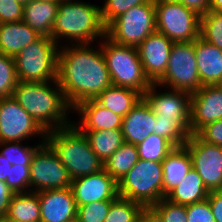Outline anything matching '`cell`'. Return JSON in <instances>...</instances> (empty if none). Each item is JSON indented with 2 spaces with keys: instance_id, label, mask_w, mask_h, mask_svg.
Returning a JSON list of instances; mask_svg holds the SVG:
<instances>
[{
  "instance_id": "ffe728a7",
  "label": "cell",
  "mask_w": 222,
  "mask_h": 222,
  "mask_svg": "<svg viewBox=\"0 0 222 222\" xmlns=\"http://www.w3.org/2000/svg\"><path fill=\"white\" fill-rule=\"evenodd\" d=\"M40 222H71L77 217V204L69 188L37 192Z\"/></svg>"
},
{
  "instance_id": "2e32d148",
  "label": "cell",
  "mask_w": 222,
  "mask_h": 222,
  "mask_svg": "<svg viewBox=\"0 0 222 222\" xmlns=\"http://www.w3.org/2000/svg\"><path fill=\"white\" fill-rule=\"evenodd\" d=\"M222 119V84L201 86L191 93L190 135Z\"/></svg>"
},
{
  "instance_id": "ba28073f",
  "label": "cell",
  "mask_w": 222,
  "mask_h": 222,
  "mask_svg": "<svg viewBox=\"0 0 222 222\" xmlns=\"http://www.w3.org/2000/svg\"><path fill=\"white\" fill-rule=\"evenodd\" d=\"M155 0L132 7L106 26V37L126 46L138 47L156 32Z\"/></svg>"
},
{
  "instance_id": "277c9868",
  "label": "cell",
  "mask_w": 222,
  "mask_h": 222,
  "mask_svg": "<svg viewBox=\"0 0 222 222\" xmlns=\"http://www.w3.org/2000/svg\"><path fill=\"white\" fill-rule=\"evenodd\" d=\"M46 143L56 153L72 180L104 170V163L93 152L87 136L73 123L48 131Z\"/></svg>"
},
{
  "instance_id": "8d00e7d4",
  "label": "cell",
  "mask_w": 222,
  "mask_h": 222,
  "mask_svg": "<svg viewBox=\"0 0 222 222\" xmlns=\"http://www.w3.org/2000/svg\"><path fill=\"white\" fill-rule=\"evenodd\" d=\"M100 10L103 24L107 26L119 15L129 11L132 7L148 3L150 0H103Z\"/></svg>"
},
{
  "instance_id": "7dc6e473",
  "label": "cell",
  "mask_w": 222,
  "mask_h": 222,
  "mask_svg": "<svg viewBox=\"0 0 222 222\" xmlns=\"http://www.w3.org/2000/svg\"><path fill=\"white\" fill-rule=\"evenodd\" d=\"M0 222H19L8 218L7 216L0 217Z\"/></svg>"
},
{
  "instance_id": "74e56055",
  "label": "cell",
  "mask_w": 222,
  "mask_h": 222,
  "mask_svg": "<svg viewBox=\"0 0 222 222\" xmlns=\"http://www.w3.org/2000/svg\"><path fill=\"white\" fill-rule=\"evenodd\" d=\"M163 218L165 222H188L186 205H179L162 198L152 206Z\"/></svg>"
},
{
  "instance_id": "52a82bcc",
  "label": "cell",
  "mask_w": 222,
  "mask_h": 222,
  "mask_svg": "<svg viewBox=\"0 0 222 222\" xmlns=\"http://www.w3.org/2000/svg\"><path fill=\"white\" fill-rule=\"evenodd\" d=\"M119 197L151 207L166 196L163 194L162 162L139 159L118 181Z\"/></svg>"
},
{
  "instance_id": "7bdbcfd3",
  "label": "cell",
  "mask_w": 222,
  "mask_h": 222,
  "mask_svg": "<svg viewBox=\"0 0 222 222\" xmlns=\"http://www.w3.org/2000/svg\"><path fill=\"white\" fill-rule=\"evenodd\" d=\"M13 195L6 182L0 181V217L6 216Z\"/></svg>"
},
{
  "instance_id": "b9f144b4",
  "label": "cell",
  "mask_w": 222,
  "mask_h": 222,
  "mask_svg": "<svg viewBox=\"0 0 222 222\" xmlns=\"http://www.w3.org/2000/svg\"><path fill=\"white\" fill-rule=\"evenodd\" d=\"M207 200L216 222H222V190L210 191Z\"/></svg>"
},
{
  "instance_id": "7402d4cb",
  "label": "cell",
  "mask_w": 222,
  "mask_h": 222,
  "mask_svg": "<svg viewBox=\"0 0 222 222\" xmlns=\"http://www.w3.org/2000/svg\"><path fill=\"white\" fill-rule=\"evenodd\" d=\"M194 51L201 86L222 84V50L199 36Z\"/></svg>"
},
{
  "instance_id": "e575fe53",
  "label": "cell",
  "mask_w": 222,
  "mask_h": 222,
  "mask_svg": "<svg viewBox=\"0 0 222 222\" xmlns=\"http://www.w3.org/2000/svg\"><path fill=\"white\" fill-rule=\"evenodd\" d=\"M17 83L14 58L0 53V98L11 97Z\"/></svg>"
},
{
  "instance_id": "bcb514c9",
  "label": "cell",
  "mask_w": 222,
  "mask_h": 222,
  "mask_svg": "<svg viewBox=\"0 0 222 222\" xmlns=\"http://www.w3.org/2000/svg\"><path fill=\"white\" fill-rule=\"evenodd\" d=\"M209 10L222 13V0H211Z\"/></svg>"
},
{
  "instance_id": "c3c4849f",
  "label": "cell",
  "mask_w": 222,
  "mask_h": 222,
  "mask_svg": "<svg viewBox=\"0 0 222 222\" xmlns=\"http://www.w3.org/2000/svg\"><path fill=\"white\" fill-rule=\"evenodd\" d=\"M18 3H20V4H23V5H25V4H27L30 0H16Z\"/></svg>"
},
{
  "instance_id": "4316f807",
  "label": "cell",
  "mask_w": 222,
  "mask_h": 222,
  "mask_svg": "<svg viewBox=\"0 0 222 222\" xmlns=\"http://www.w3.org/2000/svg\"><path fill=\"white\" fill-rule=\"evenodd\" d=\"M143 96L129 88L111 85L100 93L95 100L104 108L124 117Z\"/></svg>"
},
{
  "instance_id": "d4e9b609",
  "label": "cell",
  "mask_w": 222,
  "mask_h": 222,
  "mask_svg": "<svg viewBox=\"0 0 222 222\" xmlns=\"http://www.w3.org/2000/svg\"><path fill=\"white\" fill-rule=\"evenodd\" d=\"M192 158L185 146L175 147L162 161L163 194L178 186L192 169Z\"/></svg>"
},
{
  "instance_id": "4dcf8cb0",
  "label": "cell",
  "mask_w": 222,
  "mask_h": 222,
  "mask_svg": "<svg viewBox=\"0 0 222 222\" xmlns=\"http://www.w3.org/2000/svg\"><path fill=\"white\" fill-rule=\"evenodd\" d=\"M155 134L167 139L174 147L184 146L190 136V121L156 119Z\"/></svg>"
},
{
  "instance_id": "ac0fdd59",
  "label": "cell",
  "mask_w": 222,
  "mask_h": 222,
  "mask_svg": "<svg viewBox=\"0 0 222 222\" xmlns=\"http://www.w3.org/2000/svg\"><path fill=\"white\" fill-rule=\"evenodd\" d=\"M173 43L156 31L137 47L144 73L151 83H157L165 74Z\"/></svg>"
},
{
  "instance_id": "836d02e7",
  "label": "cell",
  "mask_w": 222,
  "mask_h": 222,
  "mask_svg": "<svg viewBox=\"0 0 222 222\" xmlns=\"http://www.w3.org/2000/svg\"><path fill=\"white\" fill-rule=\"evenodd\" d=\"M200 37L222 50V13L208 11L201 15Z\"/></svg>"
},
{
  "instance_id": "9a60e30c",
  "label": "cell",
  "mask_w": 222,
  "mask_h": 222,
  "mask_svg": "<svg viewBox=\"0 0 222 222\" xmlns=\"http://www.w3.org/2000/svg\"><path fill=\"white\" fill-rule=\"evenodd\" d=\"M143 98L156 119L190 121L191 93L187 91L173 90L152 83L144 92Z\"/></svg>"
},
{
  "instance_id": "603a6c76",
  "label": "cell",
  "mask_w": 222,
  "mask_h": 222,
  "mask_svg": "<svg viewBox=\"0 0 222 222\" xmlns=\"http://www.w3.org/2000/svg\"><path fill=\"white\" fill-rule=\"evenodd\" d=\"M40 35L23 21L0 24V53L14 57Z\"/></svg>"
},
{
  "instance_id": "d6986e66",
  "label": "cell",
  "mask_w": 222,
  "mask_h": 222,
  "mask_svg": "<svg viewBox=\"0 0 222 222\" xmlns=\"http://www.w3.org/2000/svg\"><path fill=\"white\" fill-rule=\"evenodd\" d=\"M72 123L80 131L121 129L123 117L101 106L95 99L81 102L73 108ZM77 119V121H76Z\"/></svg>"
},
{
  "instance_id": "f1b7e54d",
  "label": "cell",
  "mask_w": 222,
  "mask_h": 222,
  "mask_svg": "<svg viewBox=\"0 0 222 222\" xmlns=\"http://www.w3.org/2000/svg\"><path fill=\"white\" fill-rule=\"evenodd\" d=\"M81 132L87 136L93 152L103 163L125 142L121 129Z\"/></svg>"
},
{
  "instance_id": "5b68a950",
  "label": "cell",
  "mask_w": 222,
  "mask_h": 222,
  "mask_svg": "<svg viewBox=\"0 0 222 222\" xmlns=\"http://www.w3.org/2000/svg\"><path fill=\"white\" fill-rule=\"evenodd\" d=\"M101 49L112 85L133 89L143 96L152 83L144 73L137 47L117 44L105 36Z\"/></svg>"
},
{
  "instance_id": "4fadbf2b",
  "label": "cell",
  "mask_w": 222,
  "mask_h": 222,
  "mask_svg": "<svg viewBox=\"0 0 222 222\" xmlns=\"http://www.w3.org/2000/svg\"><path fill=\"white\" fill-rule=\"evenodd\" d=\"M72 183L67 169L45 142L34 153L30 164V191L41 192L69 188Z\"/></svg>"
},
{
  "instance_id": "60d3db41",
  "label": "cell",
  "mask_w": 222,
  "mask_h": 222,
  "mask_svg": "<svg viewBox=\"0 0 222 222\" xmlns=\"http://www.w3.org/2000/svg\"><path fill=\"white\" fill-rule=\"evenodd\" d=\"M196 134L205 142L222 146V119L208 123Z\"/></svg>"
},
{
  "instance_id": "ab89813d",
  "label": "cell",
  "mask_w": 222,
  "mask_h": 222,
  "mask_svg": "<svg viewBox=\"0 0 222 222\" xmlns=\"http://www.w3.org/2000/svg\"><path fill=\"white\" fill-rule=\"evenodd\" d=\"M24 5L16 0H0V24L23 20Z\"/></svg>"
},
{
  "instance_id": "6da1fadb",
  "label": "cell",
  "mask_w": 222,
  "mask_h": 222,
  "mask_svg": "<svg viewBox=\"0 0 222 222\" xmlns=\"http://www.w3.org/2000/svg\"><path fill=\"white\" fill-rule=\"evenodd\" d=\"M97 44L59 47L57 81L72 109L83 101L95 99L112 85L101 41Z\"/></svg>"
},
{
  "instance_id": "7a4b0ae2",
  "label": "cell",
  "mask_w": 222,
  "mask_h": 222,
  "mask_svg": "<svg viewBox=\"0 0 222 222\" xmlns=\"http://www.w3.org/2000/svg\"><path fill=\"white\" fill-rule=\"evenodd\" d=\"M12 97L46 131L72 124L73 109L67 103L57 80L50 82L18 81Z\"/></svg>"
},
{
  "instance_id": "f6af8a7d",
  "label": "cell",
  "mask_w": 222,
  "mask_h": 222,
  "mask_svg": "<svg viewBox=\"0 0 222 222\" xmlns=\"http://www.w3.org/2000/svg\"><path fill=\"white\" fill-rule=\"evenodd\" d=\"M140 219L143 222H165L161 215L152 206L144 207L142 209Z\"/></svg>"
},
{
  "instance_id": "30bf717a",
  "label": "cell",
  "mask_w": 222,
  "mask_h": 222,
  "mask_svg": "<svg viewBox=\"0 0 222 222\" xmlns=\"http://www.w3.org/2000/svg\"><path fill=\"white\" fill-rule=\"evenodd\" d=\"M0 142V181L14 194L30 191V164L35 151L45 142Z\"/></svg>"
},
{
  "instance_id": "cb8c5ba5",
  "label": "cell",
  "mask_w": 222,
  "mask_h": 222,
  "mask_svg": "<svg viewBox=\"0 0 222 222\" xmlns=\"http://www.w3.org/2000/svg\"><path fill=\"white\" fill-rule=\"evenodd\" d=\"M59 2L30 0L24 5L23 22L40 36L51 37Z\"/></svg>"
},
{
  "instance_id": "e0dca14e",
  "label": "cell",
  "mask_w": 222,
  "mask_h": 222,
  "mask_svg": "<svg viewBox=\"0 0 222 222\" xmlns=\"http://www.w3.org/2000/svg\"><path fill=\"white\" fill-rule=\"evenodd\" d=\"M70 189L77 206L119 197L118 182L105 170L73 179Z\"/></svg>"
},
{
  "instance_id": "5bb4252c",
  "label": "cell",
  "mask_w": 222,
  "mask_h": 222,
  "mask_svg": "<svg viewBox=\"0 0 222 222\" xmlns=\"http://www.w3.org/2000/svg\"><path fill=\"white\" fill-rule=\"evenodd\" d=\"M192 158V167L209 191L222 190V146L203 141L197 134L184 144Z\"/></svg>"
},
{
  "instance_id": "3957f363",
  "label": "cell",
  "mask_w": 222,
  "mask_h": 222,
  "mask_svg": "<svg viewBox=\"0 0 222 222\" xmlns=\"http://www.w3.org/2000/svg\"><path fill=\"white\" fill-rule=\"evenodd\" d=\"M106 36L100 5L85 0H61L51 38L61 47L98 43Z\"/></svg>"
},
{
  "instance_id": "484cf974",
  "label": "cell",
  "mask_w": 222,
  "mask_h": 222,
  "mask_svg": "<svg viewBox=\"0 0 222 222\" xmlns=\"http://www.w3.org/2000/svg\"><path fill=\"white\" fill-rule=\"evenodd\" d=\"M209 193L200 175L192 168L182 182L165 198L179 205H189L206 200Z\"/></svg>"
},
{
  "instance_id": "8fae6325",
  "label": "cell",
  "mask_w": 222,
  "mask_h": 222,
  "mask_svg": "<svg viewBox=\"0 0 222 222\" xmlns=\"http://www.w3.org/2000/svg\"><path fill=\"white\" fill-rule=\"evenodd\" d=\"M157 84L189 93H194L201 87L194 41L172 44L166 72Z\"/></svg>"
},
{
  "instance_id": "f35d334b",
  "label": "cell",
  "mask_w": 222,
  "mask_h": 222,
  "mask_svg": "<svg viewBox=\"0 0 222 222\" xmlns=\"http://www.w3.org/2000/svg\"><path fill=\"white\" fill-rule=\"evenodd\" d=\"M186 214L188 222H216L207 199L186 205Z\"/></svg>"
},
{
  "instance_id": "681fc988",
  "label": "cell",
  "mask_w": 222,
  "mask_h": 222,
  "mask_svg": "<svg viewBox=\"0 0 222 222\" xmlns=\"http://www.w3.org/2000/svg\"><path fill=\"white\" fill-rule=\"evenodd\" d=\"M39 1L60 2L61 0H39Z\"/></svg>"
},
{
  "instance_id": "ee69618b",
  "label": "cell",
  "mask_w": 222,
  "mask_h": 222,
  "mask_svg": "<svg viewBox=\"0 0 222 222\" xmlns=\"http://www.w3.org/2000/svg\"><path fill=\"white\" fill-rule=\"evenodd\" d=\"M178 2L203 15L209 11L211 0H179Z\"/></svg>"
},
{
  "instance_id": "d590c367",
  "label": "cell",
  "mask_w": 222,
  "mask_h": 222,
  "mask_svg": "<svg viewBox=\"0 0 222 222\" xmlns=\"http://www.w3.org/2000/svg\"><path fill=\"white\" fill-rule=\"evenodd\" d=\"M115 200L94 201L77 206V222H103Z\"/></svg>"
},
{
  "instance_id": "9c48e42d",
  "label": "cell",
  "mask_w": 222,
  "mask_h": 222,
  "mask_svg": "<svg viewBox=\"0 0 222 222\" xmlns=\"http://www.w3.org/2000/svg\"><path fill=\"white\" fill-rule=\"evenodd\" d=\"M156 29L173 42H191L200 36L196 11L178 1L155 0Z\"/></svg>"
},
{
  "instance_id": "44dd1931",
  "label": "cell",
  "mask_w": 222,
  "mask_h": 222,
  "mask_svg": "<svg viewBox=\"0 0 222 222\" xmlns=\"http://www.w3.org/2000/svg\"><path fill=\"white\" fill-rule=\"evenodd\" d=\"M155 114L142 97L133 109L123 117L122 134L126 143L137 145L155 133Z\"/></svg>"
},
{
  "instance_id": "f546056e",
  "label": "cell",
  "mask_w": 222,
  "mask_h": 222,
  "mask_svg": "<svg viewBox=\"0 0 222 222\" xmlns=\"http://www.w3.org/2000/svg\"><path fill=\"white\" fill-rule=\"evenodd\" d=\"M138 160L136 145L124 142L104 163V170L118 182Z\"/></svg>"
},
{
  "instance_id": "8992f818",
  "label": "cell",
  "mask_w": 222,
  "mask_h": 222,
  "mask_svg": "<svg viewBox=\"0 0 222 222\" xmlns=\"http://www.w3.org/2000/svg\"><path fill=\"white\" fill-rule=\"evenodd\" d=\"M59 46L51 37L40 36L15 55L18 81L50 82L57 80Z\"/></svg>"
},
{
  "instance_id": "d6a6232c",
  "label": "cell",
  "mask_w": 222,
  "mask_h": 222,
  "mask_svg": "<svg viewBox=\"0 0 222 222\" xmlns=\"http://www.w3.org/2000/svg\"><path fill=\"white\" fill-rule=\"evenodd\" d=\"M144 208L138 202L118 197L110 206L103 222H137Z\"/></svg>"
},
{
  "instance_id": "83f0119b",
  "label": "cell",
  "mask_w": 222,
  "mask_h": 222,
  "mask_svg": "<svg viewBox=\"0 0 222 222\" xmlns=\"http://www.w3.org/2000/svg\"><path fill=\"white\" fill-rule=\"evenodd\" d=\"M6 216L19 222H40V203L37 192L14 194Z\"/></svg>"
},
{
  "instance_id": "1f68e13d",
  "label": "cell",
  "mask_w": 222,
  "mask_h": 222,
  "mask_svg": "<svg viewBox=\"0 0 222 222\" xmlns=\"http://www.w3.org/2000/svg\"><path fill=\"white\" fill-rule=\"evenodd\" d=\"M136 148L139 159L162 162L175 147L164 137L152 133Z\"/></svg>"
},
{
  "instance_id": "7c38bea8",
  "label": "cell",
  "mask_w": 222,
  "mask_h": 222,
  "mask_svg": "<svg viewBox=\"0 0 222 222\" xmlns=\"http://www.w3.org/2000/svg\"><path fill=\"white\" fill-rule=\"evenodd\" d=\"M46 135L12 96L0 98V142H46Z\"/></svg>"
}]
</instances>
